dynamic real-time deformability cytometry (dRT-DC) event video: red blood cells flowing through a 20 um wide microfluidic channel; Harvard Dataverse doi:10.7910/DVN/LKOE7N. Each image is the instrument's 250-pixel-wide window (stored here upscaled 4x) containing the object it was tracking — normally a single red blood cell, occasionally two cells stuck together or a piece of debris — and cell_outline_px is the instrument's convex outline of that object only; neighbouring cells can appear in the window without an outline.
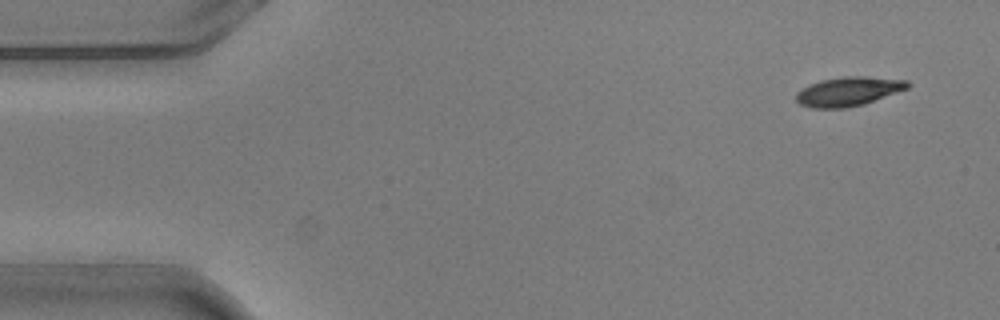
{"species": "common noctule bat (a hibernating species)", "species_latin": "Nyctalus noctula", "temperature_condition": "warm", "stored_images_in_passage": 5, "segment_of_instrument_passage": [1, 2], "camera_frame_rate_fps": 3000, "um_per_image_px": 0.085, "animal": {"sex": "male", "body_mass_g": 20.5, "forearm_length_mm": 52.5}, "frame": {"image": 1, "passage_image": 2, "time_ms": 0.333, "image_size_px": [1000, 320], "cell_outline_px": [[912, 84], [908, 88], [864, 104], [844, 108], [812, 108], [800, 104], [796, 100], [796, 92], [808, 84], [820, 80], [844, 76], [864, 76], [908, 80]], "centroid_in_image_um": [72.1, 7.76], "position_along_channel_um": 12.9, "area_um2": 19.02}}